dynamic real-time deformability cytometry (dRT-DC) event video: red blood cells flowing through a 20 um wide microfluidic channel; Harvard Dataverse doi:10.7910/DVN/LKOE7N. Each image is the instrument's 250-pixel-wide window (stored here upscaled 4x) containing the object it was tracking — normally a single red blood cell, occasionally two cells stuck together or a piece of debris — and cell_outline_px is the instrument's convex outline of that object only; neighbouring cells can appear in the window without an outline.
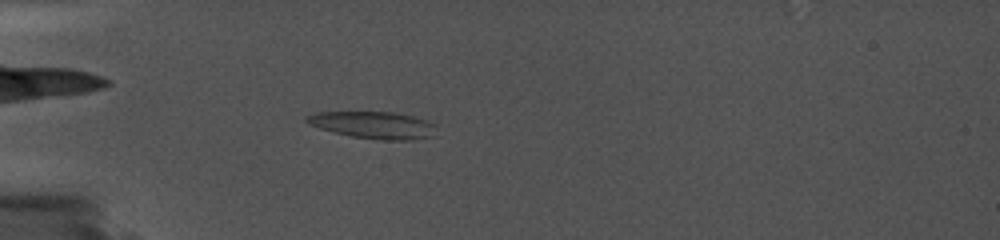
{"species": "common noctule bat (a hibernating species)", "species_latin": "Nyctalus noctula", "temperature_condition": "cold", "stored_images_in_passage": 33, "camera_frame_rate_fps": 5000, "um_per_image_px": 0.085, "animal": {"sex": "female", "body_mass_g": 19.0, "forearm_length_mm": 56.7}, "frame": {"image": 1, "passage_image": 5, "time_ms": 3.6, "image_size_px": [1000, 240], "cell_outline_px": [[436, 124], [432, 136], [412, 140], [384, 140], [352, 136], [320, 128], [308, 124], [304, 120], [304, 116], [312, 112], [396, 112], [428, 120]], "centroid_in_image_um": [31.72, 10.61], "position_along_channel_um": 53.3, "area_um2": 20.46}}
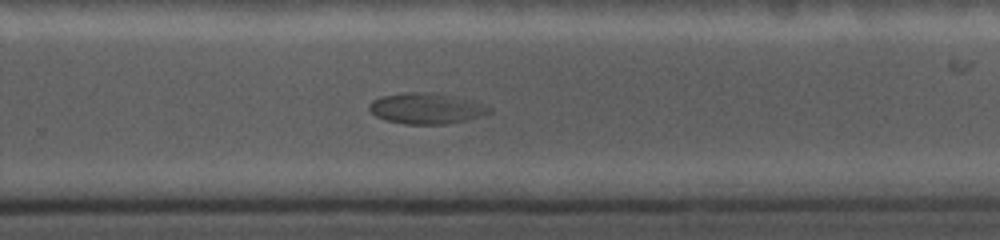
{"frame": {"image": 2, "passage_image": 22, "time_ms": 11.0, "image_size_px": [1000, 240], "cell_outline_px": [[492, 112], [468, 120], [448, 124], [404, 124], [384, 120], [376, 116], [368, 108], [368, 104], [372, 100], [380, 96], [404, 92], [432, 92], [452, 96], [484, 104], [492, 108]], "centroid_in_image_um": [36.21, 9.22], "position_along_channel_um": 293.6, "area_um2": 21.73}}
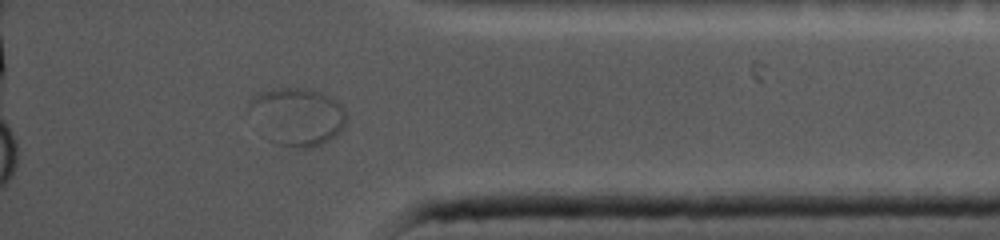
{"frame": {"image": 3, "passage_image": 30, "time_ms": 14.4, "image_size_px": [1000, 240], "cell_outline_px": [[348, 116], [344, 124], [336, 136], [320, 144], [304, 148], [300, 148], [280, 144], [268, 140], [248, 112], [248, 108], [252, 96], [256, 92], [280, 88], [308, 88], [320, 92], [336, 100], [344, 108]], "centroid_in_image_um": [25.25, 9.88], "position_along_channel_um": 410.0, "area_um2": 32.71}}